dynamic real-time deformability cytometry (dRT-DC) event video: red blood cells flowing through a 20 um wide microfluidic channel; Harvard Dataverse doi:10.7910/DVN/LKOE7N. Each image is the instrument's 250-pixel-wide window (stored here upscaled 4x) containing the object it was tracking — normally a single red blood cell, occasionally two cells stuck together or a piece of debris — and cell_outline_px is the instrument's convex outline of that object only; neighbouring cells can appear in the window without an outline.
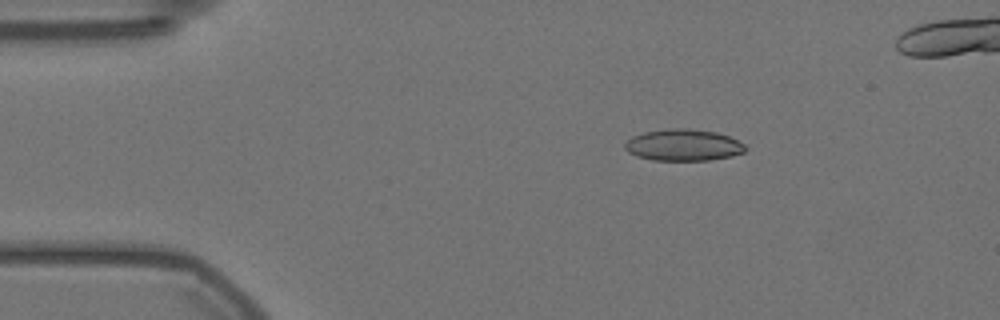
{"species": "Egyptian fruit bat (a non-hibernating species)", "species_latin": "Rousettus aegyptiacus", "temperature_condition": "warm", "stored_images_in_passage": 49, "camera_frame_rate_fps": 3000, "um_per_image_px": 0.085, "animal": {"sex": "female"}, "frame": {"image": 1, "passage_image": 5, "time_ms": 1.333, "image_size_px": [1000, 320], "cell_outline_px": [[748, 148], [744, 152], [732, 156], [708, 160], [652, 160], [636, 156], [628, 152], [624, 148], [624, 144], [632, 136], [644, 132], [668, 128], [688, 128], [716, 132], [728, 136], [744, 144]], "centroid_in_image_um": [58.07, 12.33], "position_along_channel_um": 26.9, "area_um2": 22.25}}
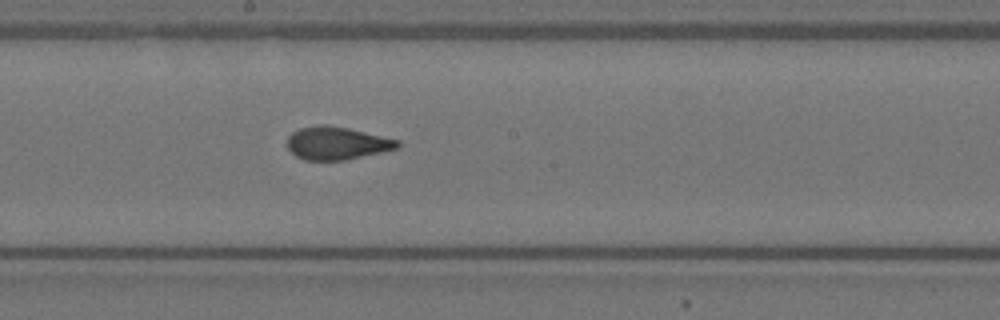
{"frame": {"image": 2, "passage_image": 26, "time_ms": 8.333, "image_size_px": [1000, 320], "cell_outline_px": [[400, 148], [344, 160], [304, 160], [296, 156], [288, 148], [288, 136], [292, 132], [300, 128], [316, 124], [324, 124], [348, 128], [400, 140]], "centroid_in_image_um": [28.64, 12.16], "position_along_channel_um": 219.6, "area_um2": 21.15}}
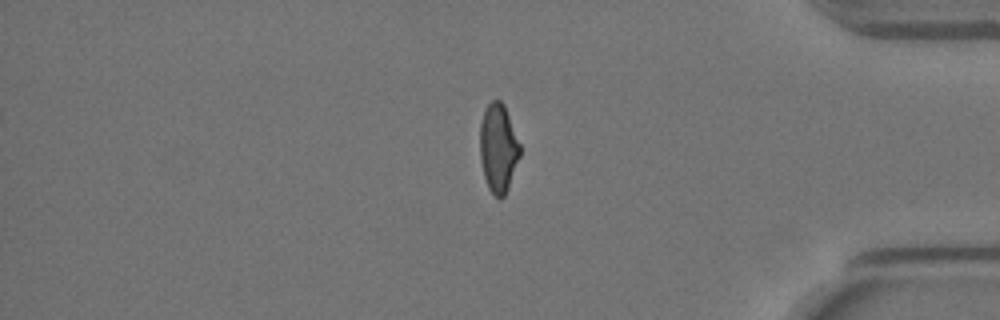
{"frame": {"image": 3, "passage_image": 43, "time_ms": 14.0, "image_size_px": [1000, 320], "cell_outline_px": [[520, 156], [508, 188], [504, 196], [500, 200], [488, 188], [484, 176], [480, 160], [480, 124], [484, 108], [492, 100], [500, 100], [504, 104], [520, 144]], "centroid_in_image_um": [42.34, 12.57], "position_along_channel_um": 392.9, "area_um2": 20.69}, "authors_computed_cell_mechanics": {"area_um2": 21.5594, "velocity_mm_per_s": 3.558, "shape_relaxation_time_tau1_ms": null, "shape_relaxation_time_tau2_ms": 0.947, "deformation_change_tau1": null, "deformation_change_tau2": 0.0686}}